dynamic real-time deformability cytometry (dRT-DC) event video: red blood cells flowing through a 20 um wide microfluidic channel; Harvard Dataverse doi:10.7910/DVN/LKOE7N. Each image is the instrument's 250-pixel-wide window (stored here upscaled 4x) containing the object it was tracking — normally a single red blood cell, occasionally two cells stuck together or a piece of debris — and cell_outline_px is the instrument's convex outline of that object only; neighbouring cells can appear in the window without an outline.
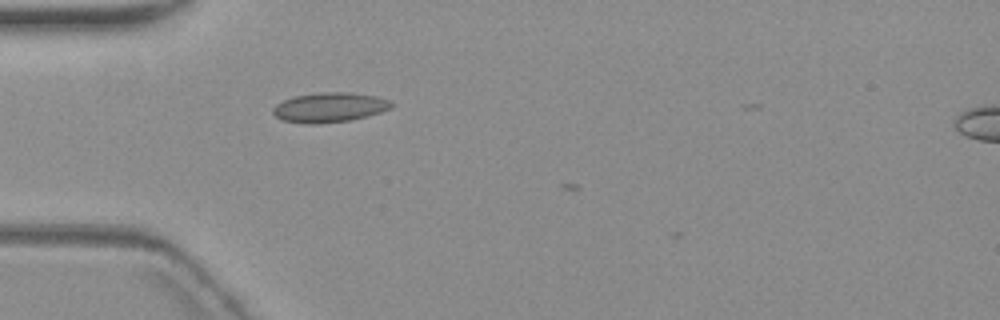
{"species": "common noctule bat (a hibernating species)", "species_latin": "Nyctalus noctula", "temperature_condition": "warm", "stored_images_in_passage": 1, "camera_frame_rate_fps": 3000, "um_per_image_px": 0.085, "animal": {"sex": "female", "body_mass_g": 19.3, "forearm_length_mm": 54.1}, "frame": {"image": 1, "passage_image": 1, "time_ms": 0.0, "image_size_px": [1000, 320], "cell_outline_px": [[392, 108], [368, 116], [352, 120], [316, 124], [308, 124], [284, 120], [276, 116], [272, 112], [272, 108], [276, 104], [284, 100], [296, 96], [316, 92], [348, 92], [376, 96], [392, 100]], "centroid_in_image_um": [28.04, 9.12], "position_along_channel_um": 57.0, "area_um2": 20.58}}